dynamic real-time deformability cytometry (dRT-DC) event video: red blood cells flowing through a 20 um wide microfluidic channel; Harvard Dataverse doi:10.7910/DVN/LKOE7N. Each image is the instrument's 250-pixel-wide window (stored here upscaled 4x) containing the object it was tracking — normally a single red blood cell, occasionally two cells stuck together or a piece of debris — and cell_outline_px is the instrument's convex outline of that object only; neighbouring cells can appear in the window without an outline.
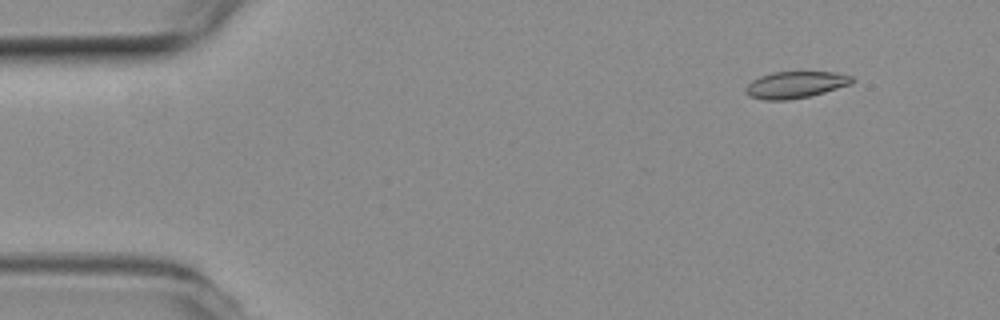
{"species": "common noctule bat (a hibernating species)", "species_latin": "Nyctalus noctula", "temperature_condition": "room temperature", "stored_images_in_passage": 5, "camera_frame_rate_fps": 3000, "um_per_image_px": 0.085, "animal": {"sex": "female", "body_mass_g": 19.3, "forearm_length_mm": 54.1}, "frame": {"image": 1, "passage_image": 2, "time_ms": 0.333, "image_size_px": [1000, 320], "cell_outline_px": [[856, 80], [852, 84], [824, 92], [808, 96], [788, 100], [764, 100], [748, 96], [744, 92], [744, 88], [752, 80], [760, 76], [772, 72], [836, 72], [852, 76]], "centroid_in_image_um": [67.6, 7.2], "position_along_channel_um": 17.4, "area_um2": 16.7}}
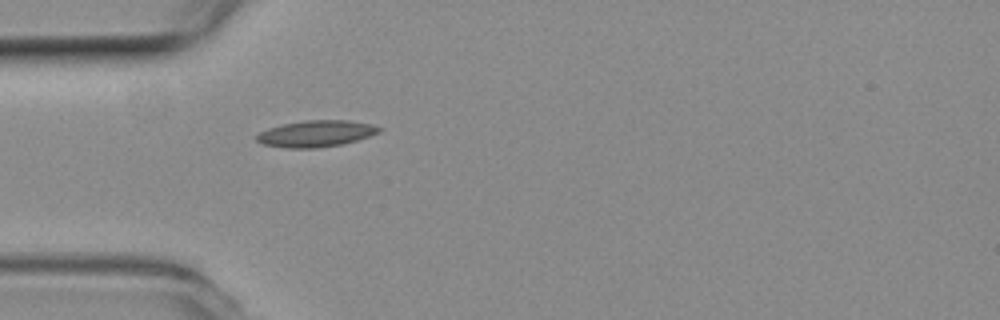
{"frame": {"image": 2, "passage_image": 5, "time_ms": 1.333, "image_size_px": [1000, 320], "cell_outline_px": [[384, 128], [380, 132], [356, 140], [340, 144], [316, 148], [288, 148], [264, 144], [256, 140], [256, 136], [260, 132], [268, 128], [284, 124], [304, 120], [348, 120], [372, 124]], "centroid_in_image_um": [26.88, 11.35], "position_along_channel_um": 58.1, "area_um2": 18.73}}